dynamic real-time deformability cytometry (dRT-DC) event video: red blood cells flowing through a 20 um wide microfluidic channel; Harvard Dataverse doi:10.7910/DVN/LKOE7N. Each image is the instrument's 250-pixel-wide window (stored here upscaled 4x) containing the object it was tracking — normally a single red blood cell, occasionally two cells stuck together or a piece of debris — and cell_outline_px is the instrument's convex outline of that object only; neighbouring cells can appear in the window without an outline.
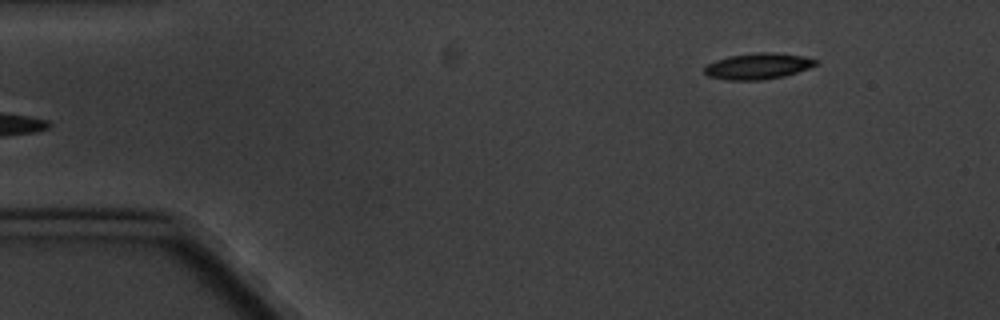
{"species": "common noctule bat (a hibernating species)", "species_latin": "Nyctalus noctula", "temperature_condition": "cold", "stored_images_in_passage": 5, "camera_frame_rate_fps": 3000, "um_per_image_px": 0.085, "animal": {"sex": "male", "body_mass_g": 20.1, "forearm_length_mm": 53.5}, "frame": {"image": 1, "passage_image": 5, "time_ms": 4.667, "image_size_px": [1000, 320], "cell_outline_px": [[820, 64], [784, 76], [760, 80], [728, 80], [708, 76], [704, 72], [704, 68], [708, 64], [716, 60], [728, 56], [756, 52], [772, 52], [804, 56], [816, 60]], "centroid_in_image_um": [64.43, 5.62], "position_along_channel_um": 20.6, "area_um2": 16.88}}